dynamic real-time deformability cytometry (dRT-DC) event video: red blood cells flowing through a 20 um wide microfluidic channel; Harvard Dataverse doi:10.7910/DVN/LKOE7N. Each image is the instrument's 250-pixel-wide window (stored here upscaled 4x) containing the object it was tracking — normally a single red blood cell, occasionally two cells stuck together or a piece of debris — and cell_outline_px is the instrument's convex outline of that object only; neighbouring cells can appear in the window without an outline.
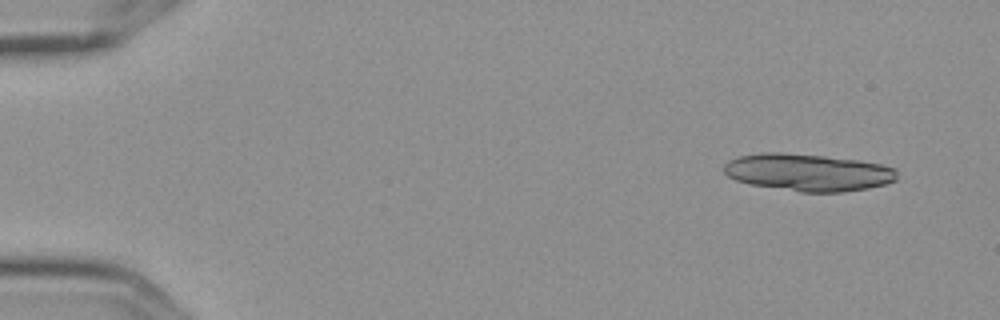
{"species": "Egyptian fruit bat (a non-hibernating species)", "species_latin": "Rousettus aegyptiacus", "temperature_condition": "cold", "stored_images_in_passage": 7, "camera_frame_rate_fps": 3000, "um_per_image_px": 0.085, "frame": {"image": 1, "passage_image": 1, "time_ms": 0.0, "image_size_px": [1000, 320], "cell_outline_px": [[896, 180], [884, 184], [868, 188], [844, 192], [800, 192], [752, 184], [736, 180], [728, 176], [724, 172], [724, 164], [728, 160], [736, 156], [760, 152], [780, 152], [824, 156], [860, 160], [880, 164], [896, 168]], "centroid_in_image_um": [68.66, 14.64], "position_along_channel_um": 16.3, "area_um2": 37.69}}
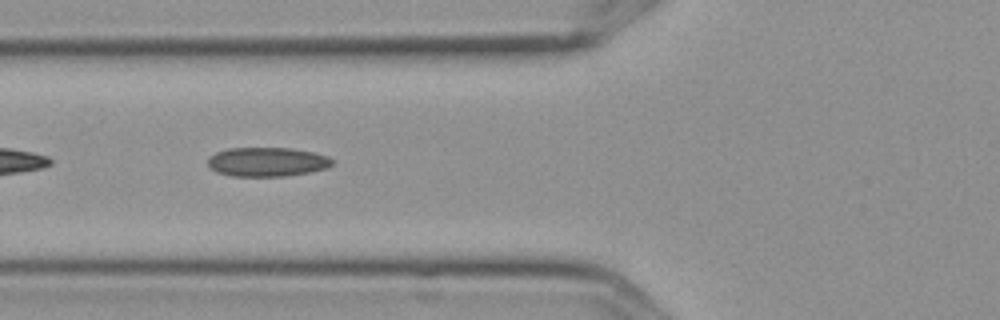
{"frame": {"image": 2, "passage_image": 6, "time_ms": 1.667, "image_size_px": [1000, 320], "cell_outline_px": [[336, 160], [328, 168], [308, 172], [284, 176], [232, 176], [216, 172], [208, 164], [208, 156], [216, 152], [228, 148], [292, 148], [312, 152], [328, 156]], "centroid_in_image_um": [22.71, 13.75], "position_along_channel_um": 103.1, "area_um2": 21.21}}
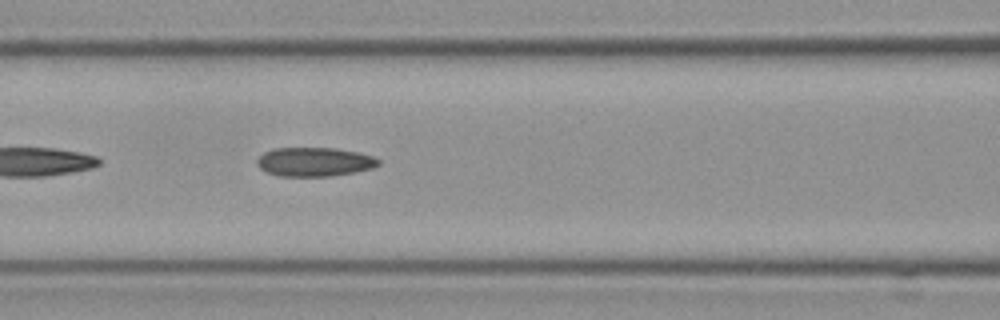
{"frame": {"image": 3, "passage_image": 7, "time_ms": 2.0, "image_size_px": [1000, 320], "cell_outline_px": [[380, 164], [372, 168], [352, 172], [328, 176], [280, 176], [268, 172], [260, 168], [256, 164], [256, 160], [264, 152], [272, 148], [336, 148], [356, 152], [372, 156], [380, 160]], "centroid_in_image_um": [26.7, 13.75], "position_along_channel_um": 139.9, "area_um2": 20.35}}